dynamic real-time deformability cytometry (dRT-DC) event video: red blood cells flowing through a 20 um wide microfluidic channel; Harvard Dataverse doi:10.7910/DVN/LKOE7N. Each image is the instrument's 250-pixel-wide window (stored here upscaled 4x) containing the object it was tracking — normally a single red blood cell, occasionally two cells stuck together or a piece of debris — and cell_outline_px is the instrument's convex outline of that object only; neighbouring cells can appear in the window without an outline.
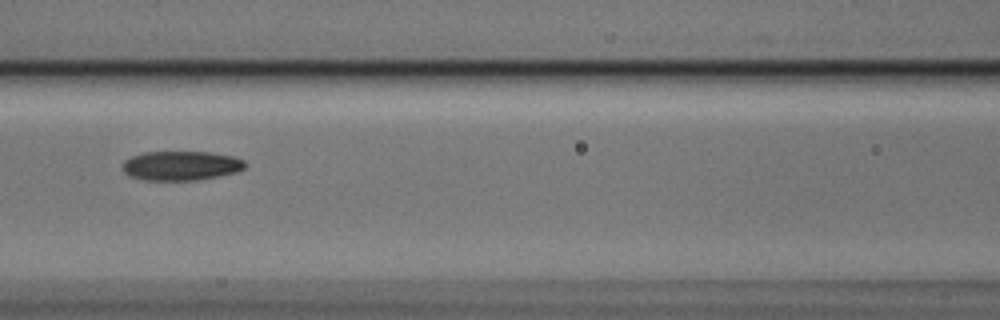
{"species": "Egyptian fruit bat (a non-hibernating species)", "species_latin": "Rousettus aegyptiacus", "temperature_condition": "cold", "stored_images_in_passage": 9, "camera_frame_rate_fps": 3000, "um_per_image_px": 0.085, "animal": {"sex": "male"}, "frame": {"image": 1, "passage_image": 7, "time_ms": 2.0, "image_size_px": [1000, 320], "cell_outline_px": [[248, 164], [244, 168], [236, 172], [220, 176], [196, 180], [144, 180], [128, 176], [124, 172], [124, 160], [132, 156], [144, 152], [208, 152], [232, 156], [244, 160]], "centroid_in_image_um": [15.4, 14.09], "position_along_channel_um": 151.2, "area_um2": 20.98}}
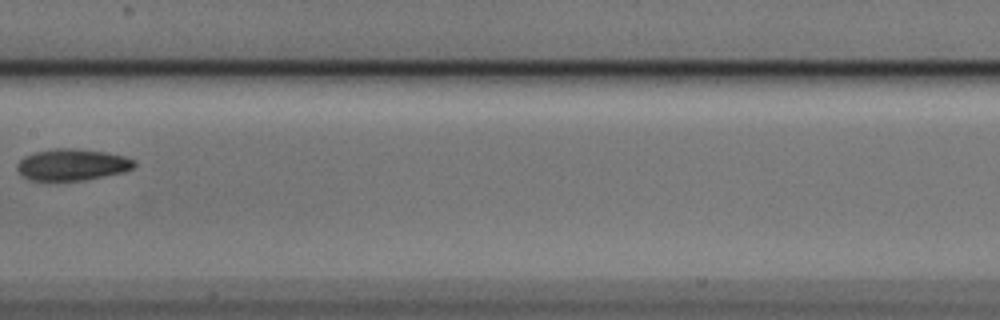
{"frame": {"image": 2, "passage_image": 8, "time_ms": 2.333, "image_size_px": [1000, 320], "cell_outline_px": [[136, 164], [132, 168], [124, 172], [84, 180], [32, 180], [24, 176], [16, 168], [16, 164], [24, 156], [36, 152], [56, 148], [76, 148], [104, 152], [124, 156], [132, 160]], "centroid_in_image_um": [6.12, 13.99], "position_along_channel_um": 201.3, "area_um2": 21.27}}
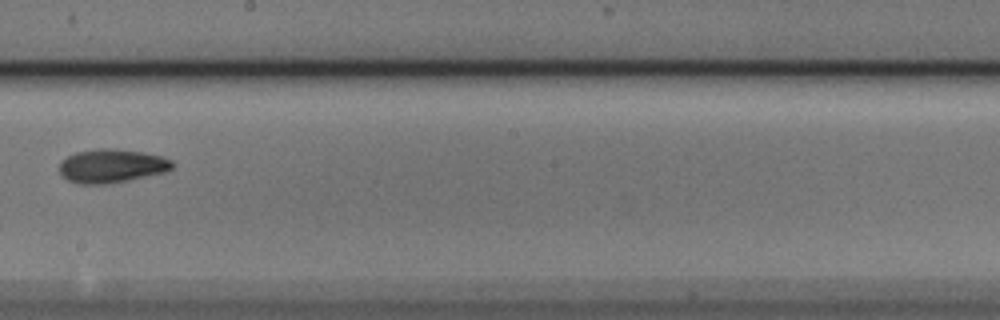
{"frame": {"image": 3, "passage_image": 9, "time_ms": 2.667, "image_size_px": [1000, 320], "cell_outline_px": [[176, 164], [172, 168], [164, 172], [128, 180], [104, 184], [80, 184], [68, 180], [60, 176], [60, 160], [76, 152], [100, 148], [112, 148], [144, 152], [164, 156], [172, 160]], "centroid_in_image_um": [9.5, 14.09], "position_along_channel_um": 238.7, "area_um2": 22.31}}